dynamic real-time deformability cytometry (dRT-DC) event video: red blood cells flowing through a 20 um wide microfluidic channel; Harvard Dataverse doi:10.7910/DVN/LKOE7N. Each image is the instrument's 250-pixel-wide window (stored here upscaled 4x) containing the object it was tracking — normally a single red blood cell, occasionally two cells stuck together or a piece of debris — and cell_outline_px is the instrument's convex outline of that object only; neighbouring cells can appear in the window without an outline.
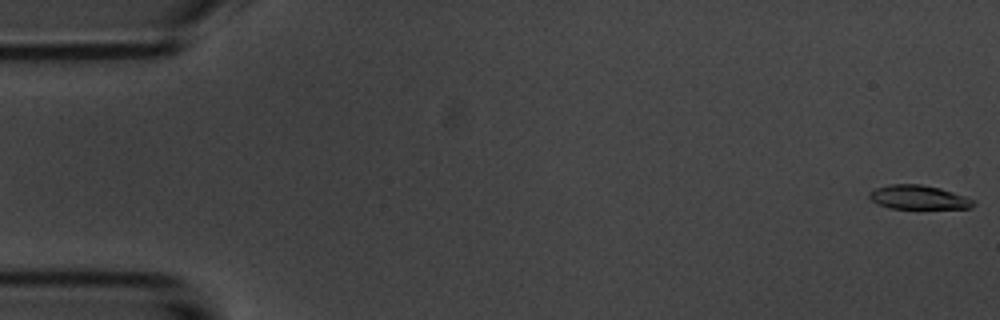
{"species": "common noctule bat (a hibernating species)", "species_latin": "Nyctalus noctula", "temperature_condition": "room temperature", "stored_images_in_passage": 6, "camera_frame_rate_fps": 3000, "um_per_image_px": 0.085, "animal": {"sex": "male", "body_mass_g": 20.1, "forearm_length_mm": 53.5}, "frame": {"image": 1, "passage_image": 1, "time_ms": 0.0, "image_size_px": [1000, 320], "cell_outline_px": [[976, 204], [972, 208], [888, 208], [872, 200], [868, 196], [868, 192], [876, 188], [892, 184], [920, 184], [940, 188], [976, 200]], "centroid_in_image_um": [78.1, 16.77], "position_along_channel_um": 6.9, "area_um2": 14.45}}
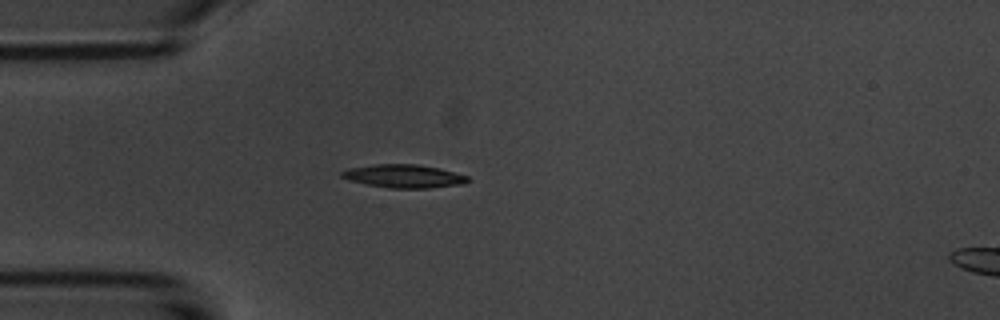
{"frame": {"image": 2, "passage_image": 5, "time_ms": 4.667, "image_size_px": [1000, 320], "cell_outline_px": [[468, 180], [464, 184], [428, 188], [388, 188], [348, 180], [340, 176], [340, 172], [348, 168], [376, 164], [420, 164], [440, 168], [468, 176]], "centroid_in_image_um": [34.32, 14.96], "position_along_channel_um": 50.7, "area_um2": 17.11}}